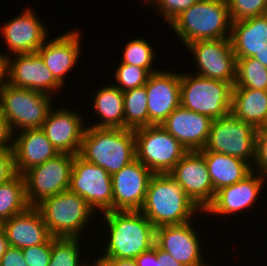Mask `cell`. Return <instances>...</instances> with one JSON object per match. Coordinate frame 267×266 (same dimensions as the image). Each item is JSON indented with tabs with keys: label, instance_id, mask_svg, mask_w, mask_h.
Here are the masks:
<instances>
[{
	"label": "cell",
	"instance_id": "31",
	"mask_svg": "<svg viewBox=\"0 0 267 266\" xmlns=\"http://www.w3.org/2000/svg\"><path fill=\"white\" fill-rule=\"evenodd\" d=\"M81 243V238L52 237L49 266H95L94 260L86 261L87 258H82L84 252L82 253Z\"/></svg>",
	"mask_w": 267,
	"mask_h": 266
},
{
	"label": "cell",
	"instance_id": "35",
	"mask_svg": "<svg viewBox=\"0 0 267 266\" xmlns=\"http://www.w3.org/2000/svg\"><path fill=\"white\" fill-rule=\"evenodd\" d=\"M231 21L267 14V0H226Z\"/></svg>",
	"mask_w": 267,
	"mask_h": 266
},
{
	"label": "cell",
	"instance_id": "39",
	"mask_svg": "<svg viewBox=\"0 0 267 266\" xmlns=\"http://www.w3.org/2000/svg\"><path fill=\"white\" fill-rule=\"evenodd\" d=\"M16 175L13 150H0V185L10 181Z\"/></svg>",
	"mask_w": 267,
	"mask_h": 266
},
{
	"label": "cell",
	"instance_id": "40",
	"mask_svg": "<svg viewBox=\"0 0 267 266\" xmlns=\"http://www.w3.org/2000/svg\"><path fill=\"white\" fill-rule=\"evenodd\" d=\"M14 133L0 109V150L13 149Z\"/></svg>",
	"mask_w": 267,
	"mask_h": 266
},
{
	"label": "cell",
	"instance_id": "11",
	"mask_svg": "<svg viewBox=\"0 0 267 266\" xmlns=\"http://www.w3.org/2000/svg\"><path fill=\"white\" fill-rule=\"evenodd\" d=\"M74 156L60 153L22 174L29 206H36L43 199L68 190Z\"/></svg>",
	"mask_w": 267,
	"mask_h": 266
},
{
	"label": "cell",
	"instance_id": "26",
	"mask_svg": "<svg viewBox=\"0 0 267 266\" xmlns=\"http://www.w3.org/2000/svg\"><path fill=\"white\" fill-rule=\"evenodd\" d=\"M199 152L205 159L215 192L239 182L253 171L250 163L239 158L212 151Z\"/></svg>",
	"mask_w": 267,
	"mask_h": 266
},
{
	"label": "cell",
	"instance_id": "3",
	"mask_svg": "<svg viewBox=\"0 0 267 266\" xmlns=\"http://www.w3.org/2000/svg\"><path fill=\"white\" fill-rule=\"evenodd\" d=\"M79 155L112 176L136 160L134 130L86 126Z\"/></svg>",
	"mask_w": 267,
	"mask_h": 266
},
{
	"label": "cell",
	"instance_id": "46",
	"mask_svg": "<svg viewBox=\"0 0 267 266\" xmlns=\"http://www.w3.org/2000/svg\"><path fill=\"white\" fill-rule=\"evenodd\" d=\"M252 58L258 60L261 64L267 67V43L262 50H260L255 56Z\"/></svg>",
	"mask_w": 267,
	"mask_h": 266
},
{
	"label": "cell",
	"instance_id": "9",
	"mask_svg": "<svg viewBox=\"0 0 267 266\" xmlns=\"http://www.w3.org/2000/svg\"><path fill=\"white\" fill-rule=\"evenodd\" d=\"M256 128L231 113L213 120L207 142L202 150L226 154L253 165Z\"/></svg>",
	"mask_w": 267,
	"mask_h": 266
},
{
	"label": "cell",
	"instance_id": "2",
	"mask_svg": "<svg viewBox=\"0 0 267 266\" xmlns=\"http://www.w3.org/2000/svg\"><path fill=\"white\" fill-rule=\"evenodd\" d=\"M140 211L155 228L194 221L203 211L169 174H154L148 184ZM196 214V215H195Z\"/></svg>",
	"mask_w": 267,
	"mask_h": 266
},
{
	"label": "cell",
	"instance_id": "33",
	"mask_svg": "<svg viewBox=\"0 0 267 266\" xmlns=\"http://www.w3.org/2000/svg\"><path fill=\"white\" fill-rule=\"evenodd\" d=\"M143 39V37L132 38L125 44L121 63L134 65L146 69L150 74L159 71L161 68H154L153 61L156 60L155 49L151 45V42Z\"/></svg>",
	"mask_w": 267,
	"mask_h": 266
},
{
	"label": "cell",
	"instance_id": "15",
	"mask_svg": "<svg viewBox=\"0 0 267 266\" xmlns=\"http://www.w3.org/2000/svg\"><path fill=\"white\" fill-rule=\"evenodd\" d=\"M2 24L1 37L11 56L35 53L49 38L48 27L31 7L25 8L22 13Z\"/></svg>",
	"mask_w": 267,
	"mask_h": 266
},
{
	"label": "cell",
	"instance_id": "29",
	"mask_svg": "<svg viewBox=\"0 0 267 266\" xmlns=\"http://www.w3.org/2000/svg\"><path fill=\"white\" fill-rule=\"evenodd\" d=\"M29 207L25 195L23 175L17 174L0 185V222L24 212Z\"/></svg>",
	"mask_w": 267,
	"mask_h": 266
},
{
	"label": "cell",
	"instance_id": "24",
	"mask_svg": "<svg viewBox=\"0 0 267 266\" xmlns=\"http://www.w3.org/2000/svg\"><path fill=\"white\" fill-rule=\"evenodd\" d=\"M12 150L17 174L21 175L60 154L42 129H26L14 133Z\"/></svg>",
	"mask_w": 267,
	"mask_h": 266
},
{
	"label": "cell",
	"instance_id": "10",
	"mask_svg": "<svg viewBox=\"0 0 267 266\" xmlns=\"http://www.w3.org/2000/svg\"><path fill=\"white\" fill-rule=\"evenodd\" d=\"M68 190L82 197L96 212V216L113 211L111 175L79 154L74 156Z\"/></svg>",
	"mask_w": 267,
	"mask_h": 266
},
{
	"label": "cell",
	"instance_id": "22",
	"mask_svg": "<svg viewBox=\"0 0 267 266\" xmlns=\"http://www.w3.org/2000/svg\"><path fill=\"white\" fill-rule=\"evenodd\" d=\"M213 120L182 106L176 108L160 125L188 151L202 150Z\"/></svg>",
	"mask_w": 267,
	"mask_h": 266
},
{
	"label": "cell",
	"instance_id": "37",
	"mask_svg": "<svg viewBox=\"0 0 267 266\" xmlns=\"http://www.w3.org/2000/svg\"><path fill=\"white\" fill-rule=\"evenodd\" d=\"M252 170L267 178V127L256 129L255 157Z\"/></svg>",
	"mask_w": 267,
	"mask_h": 266
},
{
	"label": "cell",
	"instance_id": "41",
	"mask_svg": "<svg viewBox=\"0 0 267 266\" xmlns=\"http://www.w3.org/2000/svg\"><path fill=\"white\" fill-rule=\"evenodd\" d=\"M0 266H28L22 249L9 247L0 259Z\"/></svg>",
	"mask_w": 267,
	"mask_h": 266
},
{
	"label": "cell",
	"instance_id": "8",
	"mask_svg": "<svg viewBox=\"0 0 267 266\" xmlns=\"http://www.w3.org/2000/svg\"><path fill=\"white\" fill-rule=\"evenodd\" d=\"M136 160L154 174H169L188 152L183 145L160 125L134 130Z\"/></svg>",
	"mask_w": 267,
	"mask_h": 266
},
{
	"label": "cell",
	"instance_id": "28",
	"mask_svg": "<svg viewBox=\"0 0 267 266\" xmlns=\"http://www.w3.org/2000/svg\"><path fill=\"white\" fill-rule=\"evenodd\" d=\"M230 113L256 129L267 123V91L233 88Z\"/></svg>",
	"mask_w": 267,
	"mask_h": 266
},
{
	"label": "cell",
	"instance_id": "14",
	"mask_svg": "<svg viewBox=\"0 0 267 266\" xmlns=\"http://www.w3.org/2000/svg\"><path fill=\"white\" fill-rule=\"evenodd\" d=\"M191 222L155 228V244L184 266H210L204 262L201 234Z\"/></svg>",
	"mask_w": 267,
	"mask_h": 266
},
{
	"label": "cell",
	"instance_id": "27",
	"mask_svg": "<svg viewBox=\"0 0 267 266\" xmlns=\"http://www.w3.org/2000/svg\"><path fill=\"white\" fill-rule=\"evenodd\" d=\"M93 109L95 116L99 117L98 121L92 125H87L96 128H121L124 129V102L123 92L116 87L112 82L104 83L93 97Z\"/></svg>",
	"mask_w": 267,
	"mask_h": 266
},
{
	"label": "cell",
	"instance_id": "38",
	"mask_svg": "<svg viewBox=\"0 0 267 266\" xmlns=\"http://www.w3.org/2000/svg\"><path fill=\"white\" fill-rule=\"evenodd\" d=\"M51 249L52 238L46 244L23 248L22 252L28 266H49Z\"/></svg>",
	"mask_w": 267,
	"mask_h": 266
},
{
	"label": "cell",
	"instance_id": "36",
	"mask_svg": "<svg viewBox=\"0 0 267 266\" xmlns=\"http://www.w3.org/2000/svg\"><path fill=\"white\" fill-rule=\"evenodd\" d=\"M199 0H146L145 4L158 13L166 24H170L177 16Z\"/></svg>",
	"mask_w": 267,
	"mask_h": 266
},
{
	"label": "cell",
	"instance_id": "1",
	"mask_svg": "<svg viewBox=\"0 0 267 266\" xmlns=\"http://www.w3.org/2000/svg\"><path fill=\"white\" fill-rule=\"evenodd\" d=\"M101 215L98 218H103L107 229L103 227L106 236L99 237L103 238L104 250L99 249L98 254L103 252L96 258L135 259L155 244V227L140 210L108 211Z\"/></svg>",
	"mask_w": 267,
	"mask_h": 266
},
{
	"label": "cell",
	"instance_id": "7",
	"mask_svg": "<svg viewBox=\"0 0 267 266\" xmlns=\"http://www.w3.org/2000/svg\"><path fill=\"white\" fill-rule=\"evenodd\" d=\"M232 90L229 82L180 72V106L212 120L230 113Z\"/></svg>",
	"mask_w": 267,
	"mask_h": 266
},
{
	"label": "cell",
	"instance_id": "21",
	"mask_svg": "<svg viewBox=\"0 0 267 266\" xmlns=\"http://www.w3.org/2000/svg\"><path fill=\"white\" fill-rule=\"evenodd\" d=\"M79 30L77 28L67 30L60 35H56L53 39H47L37 51L47 68L64 89L67 75L78 63L80 54L83 52V46H81L83 45L81 40L83 33Z\"/></svg>",
	"mask_w": 267,
	"mask_h": 266
},
{
	"label": "cell",
	"instance_id": "23",
	"mask_svg": "<svg viewBox=\"0 0 267 266\" xmlns=\"http://www.w3.org/2000/svg\"><path fill=\"white\" fill-rule=\"evenodd\" d=\"M9 246L23 249L46 244L51 238L46 223L35 206L2 222Z\"/></svg>",
	"mask_w": 267,
	"mask_h": 266
},
{
	"label": "cell",
	"instance_id": "47",
	"mask_svg": "<svg viewBox=\"0 0 267 266\" xmlns=\"http://www.w3.org/2000/svg\"><path fill=\"white\" fill-rule=\"evenodd\" d=\"M3 51L0 52V86L2 81L4 80V68H5V60L2 57Z\"/></svg>",
	"mask_w": 267,
	"mask_h": 266
},
{
	"label": "cell",
	"instance_id": "12",
	"mask_svg": "<svg viewBox=\"0 0 267 266\" xmlns=\"http://www.w3.org/2000/svg\"><path fill=\"white\" fill-rule=\"evenodd\" d=\"M185 49L193 54L191 58L194 57L192 59L196 69L193 74L234 85L236 57L230 38L200 40L187 44Z\"/></svg>",
	"mask_w": 267,
	"mask_h": 266
},
{
	"label": "cell",
	"instance_id": "17",
	"mask_svg": "<svg viewBox=\"0 0 267 266\" xmlns=\"http://www.w3.org/2000/svg\"><path fill=\"white\" fill-rule=\"evenodd\" d=\"M169 175L202 211L213 201L215 190L205 159L199 151H188Z\"/></svg>",
	"mask_w": 267,
	"mask_h": 266
},
{
	"label": "cell",
	"instance_id": "34",
	"mask_svg": "<svg viewBox=\"0 0 267 266\" xmlns=\"http://www.w3.org/2000/svg\"><path fill=\"white\" fill-rule=\"evenodd\" d=\"M115 82H112L122 92L129 89L145 86L150 73L142 68L134 65L119 62L117 68H114Z\"/></svg>",
	"mask_w": 267,
	"mask_h": 266
},
{
	"label": "cell",
	"instance_id": "30",
	"mask_svg": "<svg viewBox=\"0 0 267 266\" xmlns=\"http://www.w3.org/2000/svg\"><path fill=\"white\" fill-rule=\"evenodd\" d=\"M124 129L136 130L148 126V97L145 86L123 92Z\"/></svg>",
	"mask_w": 267,
	"mask_h": 266
},
{
	"label": "cell",
	"instance_id": "45",
	"mask_svg": "<svg viewBox=\"0 0 267 266\" xmlns=\"http://www.w3.org/2000/svg\"><path fill=\"white\" fill-rule=\"evenodd\" d=\"M9 247L10 246L6 238V234L4 230L1 228L0 229V259L2 258V256L5 254V252L7 251Z\"/></svg>",
	"mask_w": 267,
	"mask_h": 266
},
{
	"label": "cell",
	"instance_id": "16",
	"mask_svg": "<svg viewBox=\"0 0 267 266\" xmlns=\"http://www.w3.org/2000/svg\"><path fill=\"white\" fill-rule=\"evenodd\" d=\"M266 180V177L252 171L239 182L216 191L213 201L203 211V214L224 218V216L228 217L229 215L237 216L235 214L244 210H251L257 199L259 200L264 183H267Z\"/></svg>",
	"mask_w": 267,
	"mask_h": 266
},
{
	"label": "cell",
	"instance_id": "4",
	"mask_svg": "<svg viewBox=\"0 0 267 266\" xmlns=\"http://www.w3.org/2000/svg\"><path fill=\"white\" fill-rule=\"evenodd\" d=\"M231 17L227 2L199 0L174 19L169 26L186 46L200 40L230 38Z\"/></svg>",
	"mask_w": 267,
	"mask_h": 266
},
{
	"label": "cell",
	"instance_id": "6",
	"mask_svg": "<svg viewBox=\"0 0 267 266\" xmlns=\"http://www.w3.org/2000/svg\"><path fill=\"white\" fill-rule=\"evenodd\" d=\"M55 98L39 91L15 87L2 81L0 109L13 133L26 129H41Z\"/></svg>",
	"mask_w": 267,
	"mask_h": 266
},
{
	"label": "cell",
	"instance_id": "19",
	"mask_svg": "<svg viewBox=\"0 0 267 266\" xmlns=\"http://www.w3.org/2000/svg\"><path fill=\"white\" fill-rule=\"evenodd\" d=\"M154 173L135 160L114 173L113 211H133L143 207L148 184Z\"/></svg>",
	"mask_w": 267,
	"mask_h": 266
},
{
	"label": "cell",
	"instance_id": "32",
	"mask_svg": "<svg viewBox=\"0 0 267 266\" xmlns=\"http://www.w3.org/2000/svg\"><path fill=\"white\" fill-rule=\"evenodd\" d=\"M233 88L267 91V67L252 57L236 58V79Z\"/></svg>",
	"mask_w": 267,
	"mask_h": 266
},
{
	"label": "cell",
	"instance_id": "18",
	"mask_svg": "<svg viewBox=\"0 0 267 266\" xmlns=\"http://www.w3.org/2000/svg\"><path fill=\"white\" fill-rule=\"evenodd\" d=\"M161 68L145 84L148 97V126L161 125L180 106V71Z\"/></svg>",
	"mask_w": 267,
	"mask_h": 266
},
{
	"label": "cell",
	"instance_id": "44",
	"mask_svg": "<svg viewBox=\"0 0 267 266\" xmlns=\"http://www.w3.org/2000/svg\"><path fill=\"white\" fill-rule=\"evenodd\" d=\"M156 258L158 266H184L177 262L169 253L163 251L156 245Z\"/></svg>",
	"mask_w": 267,
	"mask_h": 266
},
{
	"label": "cell",
	"instance_id": "25",
	"mask_svg": "<svg viewBox=\"0 0 267 266\" xmlns=\"http://www.w3.org/2000/svg\"><path fill=\"white\" fill-rule=\"evenodd\" d=\"M230 40L236 58L255 56L267 43V14L233 21Z\"/></svg>",
	"mask_w": 267,
	"mask_h": 266
},
{
	"label": "cell",
	"instance_id": "43",
	"mask_svg": "<svg viewBox=\"0 0 267 266\" xmlns=\"http://www.w3.org/2000/svg\"><path fill=\"white\" fill-rule=\"evenodd\" d=\"M95 266H137L134 259L93 258Z\"/></svg>",
	"mask_w": 267,
	"mask_h": 266
},
{
	"label": "cell",
	"instance_id": "20",
	"mask_svg": "<svg viewBox=\"0 0 267 266\" xmlns=\"http://www.w3.org/2000/svg\"><path fill=\"white\" fill-rule=\"evenodd\" d=\"M83 115L65 106L50 110L41 129L59 153L79 154L87 125Z\"/></svg>",
	"mask_w": 267,
	"mask_h": 266
},
{
	"label": "cell",
	"instance_id": "13",
	"mask_svg": "<svg viewBox=\"0 0 267 266\" xmlns=\"http://www.w3.org/2000/svg\"><path fill=\"white\" fill-rule=\"evenodd\" d=\"M2 57L5 60L4 80L10 85L39 91L52 97L56 93L61 94L60 89H63V86L55 79L37 52L13 56L4 52Z\"/></svg>",
	"mask_w": 267,
	"mask_h": 266
},
{
	"label": "cell",
	"instance_id": "42",
	"mask_svg": "<svg viewBox=\"0 0 267 266\" xmlns=\"http://www.w3.org/2000/svg\"><path fill=\"white\" fill-rule=\"evenodd\" d=\"M137 266H158L156 258V244L151 249L141 253L135 259Z\"/></svg>",
	"mask_w": 267,
	"mask_h": 266
},
{
	"label": "cell",
	"instance_id": "5",
	"mask_svg": "<svg viewBox=\"0 0 267 266\" xmlns=\"http://www.w3.org/2000/svg\"><path fill=\"white\" fill-rule=\"evenodd\" d=\"M35 207L54 238L82 239L84 230L87 234L86 228L89 229L96 217V212L89 204L69 190L45 198Z\"/></svg>",
	"mask_w": 267,
	"mask_h": 266
}]
</instances>
